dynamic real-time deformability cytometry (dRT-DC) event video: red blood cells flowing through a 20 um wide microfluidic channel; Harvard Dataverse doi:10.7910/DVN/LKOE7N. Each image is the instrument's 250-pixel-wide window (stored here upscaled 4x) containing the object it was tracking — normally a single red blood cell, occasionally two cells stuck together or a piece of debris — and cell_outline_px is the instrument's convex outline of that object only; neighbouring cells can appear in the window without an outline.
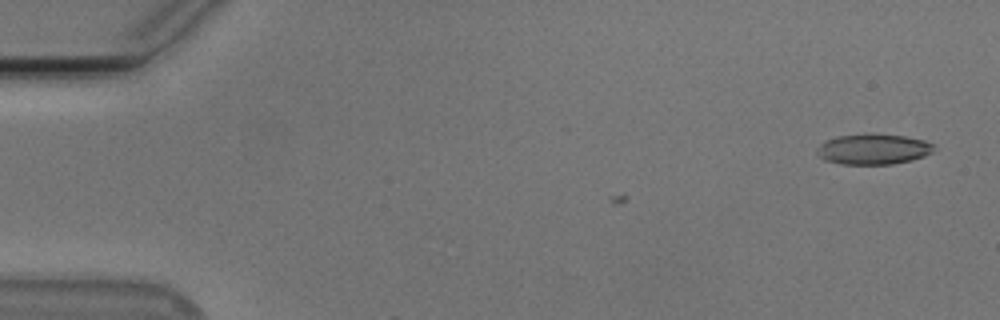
{"species": "Egyptian fruit bat (a non-hibernating species)", "species_latin": "Rousettus aegyptiacus", "temperature_condition": "cold", "stored_images_in_passage": 10, "camera_frame_rate_fps": 3000, "um_per_image_px": 0.085, "animal": {"sex": "male"}, "frame": {"image": 1, "passage_image": 10, "time_ms": 3.0, "image_size_px": [1000, 320], "cell_outline_px": [[936, 144], [932, 152], [924, 156], [912, 160], [892, 164], [840, 164], [824, 160], [816, 152], [816, 148], [824, 140], [836, 136], [904, 136], [924, 140]], "centroid_in_image_um": [74.22, 12.71], "position_along_channel_um": 10.8, "area_um2": 20.29}}